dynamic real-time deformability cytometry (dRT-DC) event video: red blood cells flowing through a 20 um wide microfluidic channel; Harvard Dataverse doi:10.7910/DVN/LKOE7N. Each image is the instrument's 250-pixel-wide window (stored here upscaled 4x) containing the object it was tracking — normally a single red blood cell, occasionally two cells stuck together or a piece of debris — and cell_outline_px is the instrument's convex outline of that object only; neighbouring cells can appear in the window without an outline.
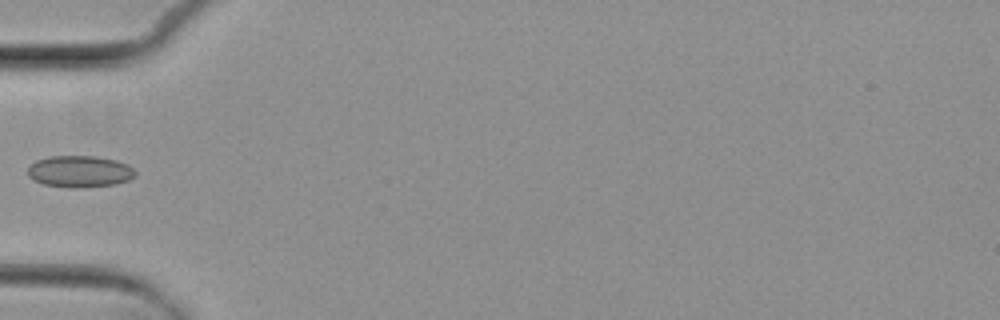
{"species": "common noctule bat (a hibernating species)", "species_latin": "Nyctalus noctula", "temperature_condition": "cold", "stored_images_in_passage": 6, "camera_frame_rate_fps": 3000, "um_per_image_px": 0.085, "animal": {"sex": "female", "body_mass_g": 29.2, "forearm_length_mm": 56.3}, "frame": {"image": 1, "passage_image": 5, "time_ms": 4.667, "image_size_px": [1000, 320], "cell_outline_px": [[136, 176], [128, 180], [116, 184], [76, 188], [68, 188], [44, 184], [28, 176], [28, 168], [36, 160], [48, 156], [96, 156], [116, 160], [128, 164], [136, 172]], "centroid_in_image_um": [6.79, 14.57], "position_along_channel_um": 78.2, "area_um2": 19.88}}
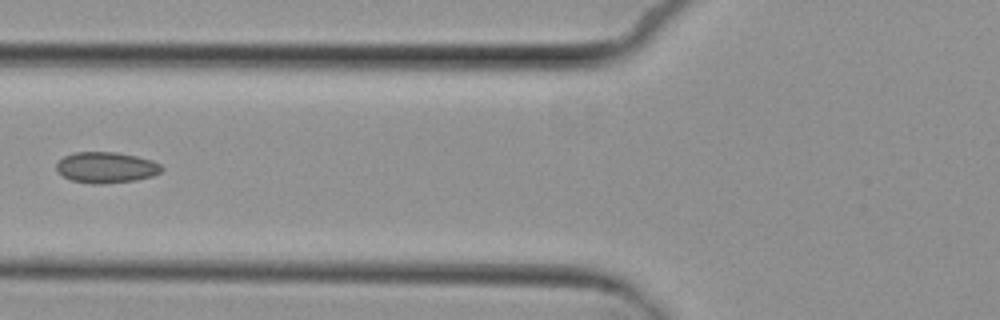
{"frame": {"image": 2, "passage_image": 6, "time_ms": 5.667, "image_size_px": [1000, 320], "cell_outline_px": [[164, 168], [160, 172], [152, 176], [136, 180], [104, 184], [92, 184], [72, 180], [56, 172], [56, 164], [64, 156], [76, 152], [116, 152], [136, 156], [152, 160], [160, 164]], "centroid_in_image_um": [9.02, 14.24], "position_along_channel_um": 116.8, "area_um2": 19.02}}